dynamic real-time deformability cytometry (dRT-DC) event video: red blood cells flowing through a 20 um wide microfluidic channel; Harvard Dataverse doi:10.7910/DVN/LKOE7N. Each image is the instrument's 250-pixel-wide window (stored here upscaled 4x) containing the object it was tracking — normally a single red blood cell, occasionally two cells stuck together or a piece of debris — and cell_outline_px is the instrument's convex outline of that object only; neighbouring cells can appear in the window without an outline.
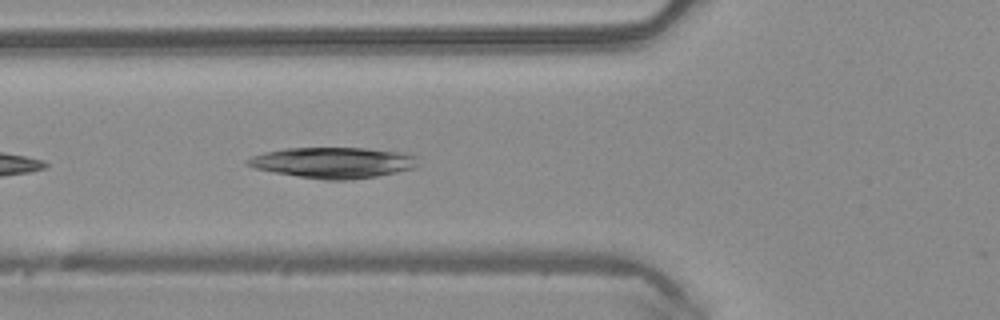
{"species": "common noctule bat (a hibernating species)", "species_latin": "Nyctalus noctula", "temperature_condition": "warm", "stored_images_in_passage": 11, "camera_frame_rate_fps": 3000, "um_per_image_px": 0.085, "animal": {"sex": "male", "body_mass_g": 20.4}, "frame": {"image": 1, "passage_image": 5, "time_ms": 1.333, "image_size_px": [1000, 320], "cell_outline_px": [[420, 156], [416, 168], [376, 176], [348, 180], [324, 180], [276, 172], [256, 168], [244, 164], [244, 160], [252, 156], [264, 152], [284, 148], [368, 148], [408, 152]], "centroid_in_image_um": [28.39, 13.81], "position_along_channel_um": 97.4, "area_um2": 30.92}}
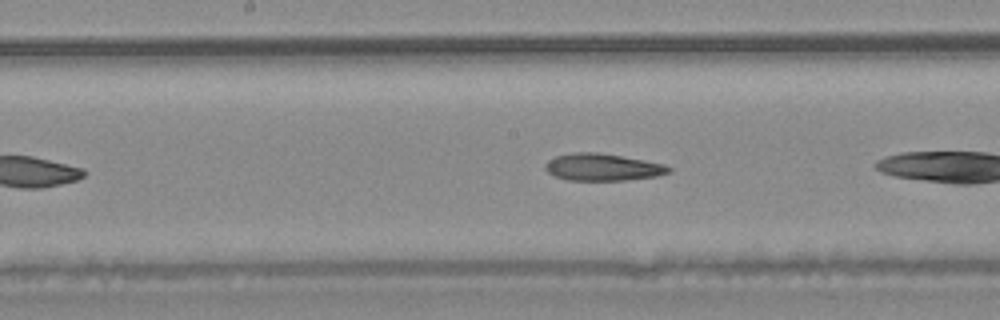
{"frame": {"image": 2, "passage_image": 10, "time_ms": 3.0, "image_size_px": [1000, 320], "cell_outline_px": [[672, 172], [656, 176], [628, 180], [568, 180], [556, 176], [548, 172], [544, 168], [544, 164], [548, 160], [556, 156], [572, 152], [596, 152], [644, 160], [664, 164], [672, 168]], "centroid_in_image_um": [51.22, 14.21], "position_along_channel_um": 197.0, "area_um2": 19.48}}